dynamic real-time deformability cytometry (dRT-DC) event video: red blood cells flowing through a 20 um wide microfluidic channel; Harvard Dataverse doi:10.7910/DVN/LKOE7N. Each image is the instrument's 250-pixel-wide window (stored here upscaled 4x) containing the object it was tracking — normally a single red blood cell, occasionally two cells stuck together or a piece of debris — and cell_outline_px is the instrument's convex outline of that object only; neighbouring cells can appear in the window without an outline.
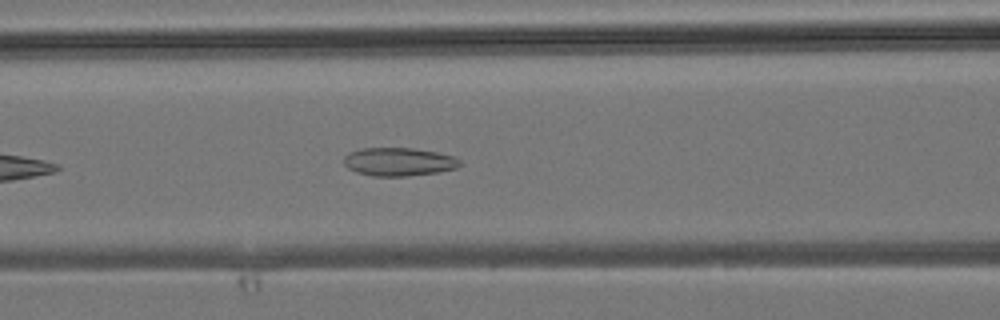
{"species": "common noctule bat (a hibernating species)", "species_latin": "Nyctalus noctula", "temperature_condition": "room temperature", "stored_images_in_passage": 30, "camera_frame_rate_fps": 3000, "um_per_image_px": 0.085, "animal": {"sex": "male", "body_mass_g": 19.2, "forearm_length_mm": 51.8}, "frame": {"image": 1, "passage_image": 7, "time_ms": 2.0, "image_size_px": [1000, 320], "cell_outline_px": [[460, 164], [456, 168], [436, 172], [408, 176], [372, 176], [356, 172], [348, 168], [344, 164], [344, 156], [348, 152], [360, 148], [412, 148], [436, 152], [452, 156], [460, 160]], "centroid_in_image_um": [33.84, 13.75], "position_along_channel_um": 132.8, "area_um2": 19.07}}
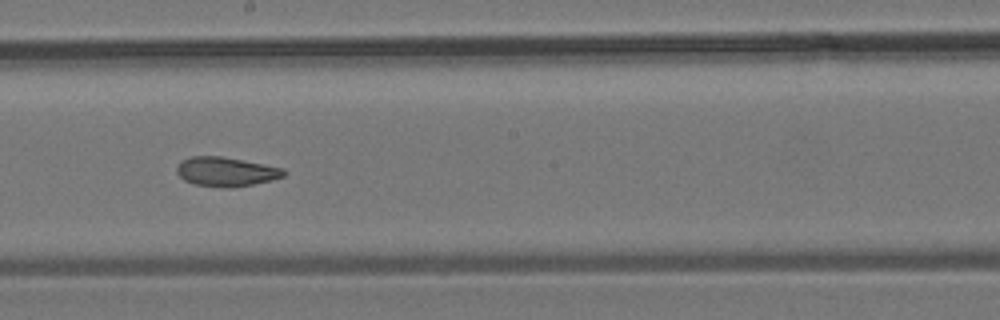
{"frame": {"image": 2, "passage_image": 13, "time_ms": 4.0, "image_size_px": [1000, 320], "cell_outline_px": [[288, 172], [284, 176], [272, 180], [232, 188], [196, 184], [184, 180], [176, 172], [176, 164], [192, 156], [220, 156], [264, 164], [284, 168]], "centroid_in_image_um": [19.23, 14.59], "position_along_channel_um": 229.0, "area_um2": 18.15}}
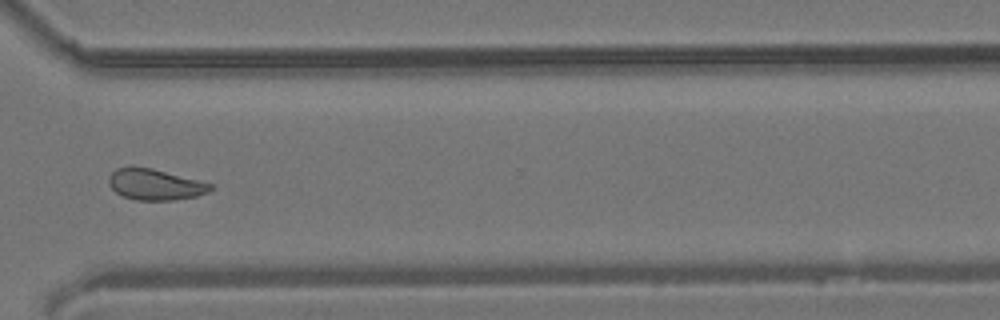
{"frame": {"image": 3, "passage_image": 21, "time_ms": 6.667, "image_size_px": [1000, 320], "cell_outline_px": [[212, 188], [208, 192], [196, 196], [172, 200], [136, 200], [124, 196], [116, 192], [108, 184], [108, 176], [116, 168], [152, 168], [212, 184]], "centroid_in_image_um": [13.16, 15.69], "position_along_channel_um": 357.4, "area_um2": 17.98}}